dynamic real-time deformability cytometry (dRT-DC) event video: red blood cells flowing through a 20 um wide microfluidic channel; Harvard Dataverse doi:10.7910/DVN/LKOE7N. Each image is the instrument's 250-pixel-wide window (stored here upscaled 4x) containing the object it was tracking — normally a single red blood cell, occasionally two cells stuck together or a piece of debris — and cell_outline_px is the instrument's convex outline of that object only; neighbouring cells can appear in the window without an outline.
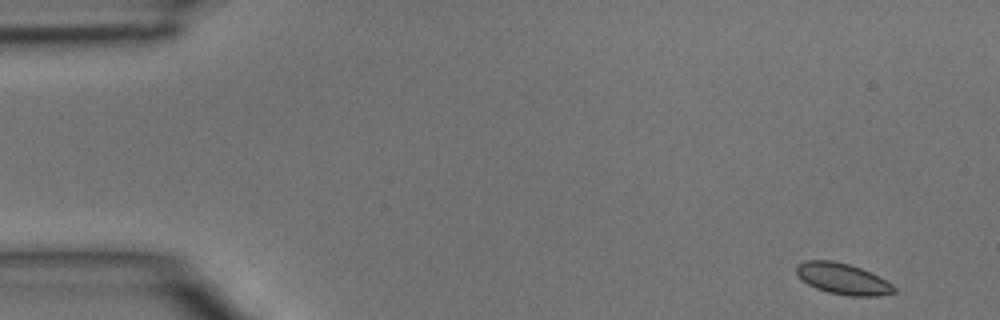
{"species": "common noctule bat (a hibernating species)", "species_latin": "Nyctalus noctula", "temperature_condition": "room temperature", "stored_images_in_passage": 44, "camera_frame_rate_fps": 3000, "um_per_image_px": 0.085, "animal": {"sex": "male", "body_mass_g": 15.6}, "frame": {"image": 1, "passage_image": 1, "time_ms": 0.0, "image_size_px": [1000, 320], "cell_outline_px": [[896, 292], [880, 296], [848, 296], [828, 292], [816, 288], [800, 280], [796, 272], [796, 264], [804, 260], [832, 260], [848, 264], [860, 268], [892, 284], [896, 288]], "centroid_in_image_um": [71.58, 23.7], "position_along_channel_um": 13.4, "area_um2": 17.69}}
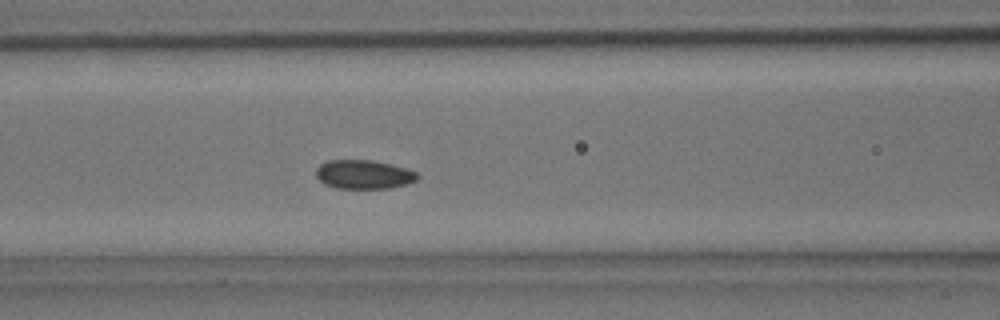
{"frame": {"image": 2, "passage_image": 17, "time_ms": 5.333, "image_size_px": [1000, 320], "cell_outline_px": [[420, 176], [416, 180], [408, 184], [388, 188], [336, 188], [324, 184], [316, 176], [316, 168], [320, 164], [328, 160], [372, 160], [404, 168], [416, 172]], "centroid_in_image_um": [30.9, 14.83], "position_along_channel_um": 135.7, "area_um2": 16.99}}
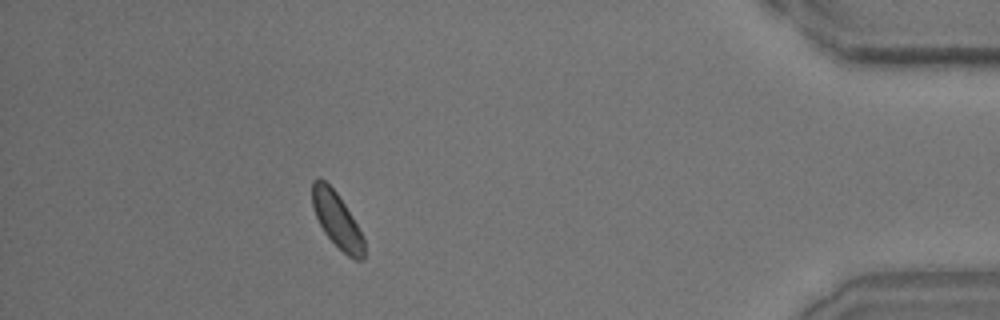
{"frame": {"image": 3, "passage_image": 39, "time_ms": 12.667, "image_size_px": [1000, 320], "cell_outline_px": [[364, 260], [356, 260], [348, 256], [324, 232], [316, 216], [312, 204], [312, 180], [324, 180], [336, 192], [352, 216], [364, 236]], "centroid_in_image_um": [28.66, 18.72], "position_along_channel_um": 406.5, "area_um2": 16.36}}